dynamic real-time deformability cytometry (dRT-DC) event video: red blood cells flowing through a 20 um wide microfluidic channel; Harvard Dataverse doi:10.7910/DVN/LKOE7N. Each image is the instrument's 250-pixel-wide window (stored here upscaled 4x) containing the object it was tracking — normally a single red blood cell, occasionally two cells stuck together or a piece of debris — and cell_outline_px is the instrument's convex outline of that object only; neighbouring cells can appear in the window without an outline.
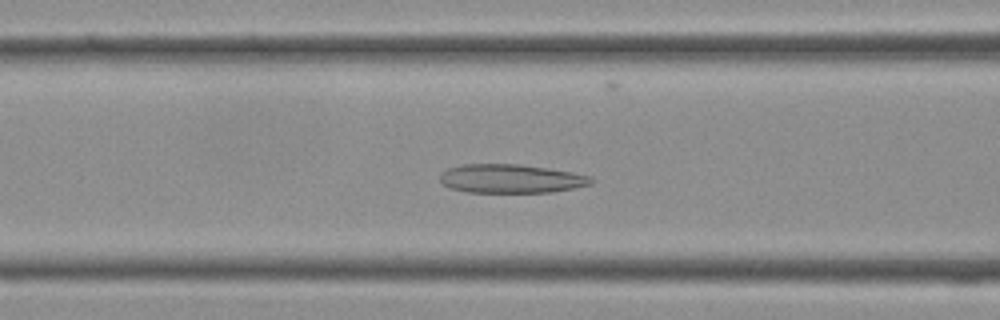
{"species": "Egyptian fruit bat (a non-hibernating species)", "species_latin": "Rousettus aegyptiacus", "temperature_condition": "cold", "stored_images_in_passage": 37, "camera_frame_rate_fps": 3000, "um_per_image_px": 0.085, "frame": {"image": 1, "passage_image": 14, "time_ms": 4.333, "image_size_px": [1000, 320], "cell_outline_px": [[596, 180], [592, 184], [552, 192], [468, 192], [452, 188], [444, 184], [440, 180], [440, 172], [448, 168], [464, 164], [520, 164], [548, 168], [572, 172], [588, 176]], "centroid_in_image_um": [43.44, 15.18], "position_along_channel_um": 123.2, "area_um2": 25.26}}
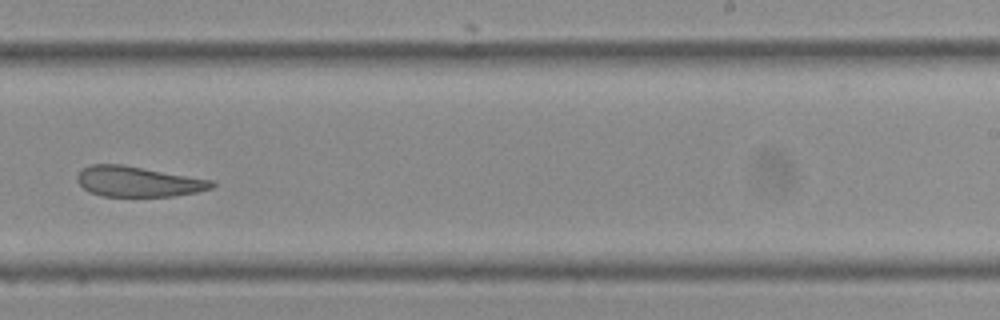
{"frame": {"image": 2, "passage_image": 23, "time_ms": 7.333, "image_size_px": [1000, 320], "cell_outline_px": [[216, 184], [212, 188], [196, 192], [172, 196], [100, 196], [88, 192], [76, 180], [76, 176], [84, 168], [92, 164], [120, 164], [212, 180]], "centroid_in_image_um": [11.71, 15.44], "position_along_channel_um": 277.3, "area_um2": 23.58}}
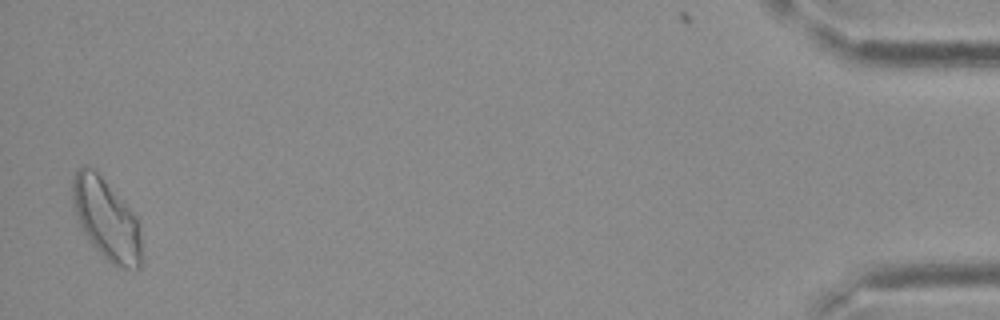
{"frame": {"image": 3, "passage_image": 37, "time_ms": 12.0, "image_size_px": [1000, 320], "cell_outline_px": [[140, 268], [120, 268], [112, 264], [92, 244], [80, 228], [72, 200], [72, 180], [76, 172], [84, 164], [92, 168], [100, 176], [132, 212], [136, 220], [140, 232]], "centroid_in_image_um": [9.0, 18.64], "position_along_channel_um": 426.2, "area_um2": 31.67}}